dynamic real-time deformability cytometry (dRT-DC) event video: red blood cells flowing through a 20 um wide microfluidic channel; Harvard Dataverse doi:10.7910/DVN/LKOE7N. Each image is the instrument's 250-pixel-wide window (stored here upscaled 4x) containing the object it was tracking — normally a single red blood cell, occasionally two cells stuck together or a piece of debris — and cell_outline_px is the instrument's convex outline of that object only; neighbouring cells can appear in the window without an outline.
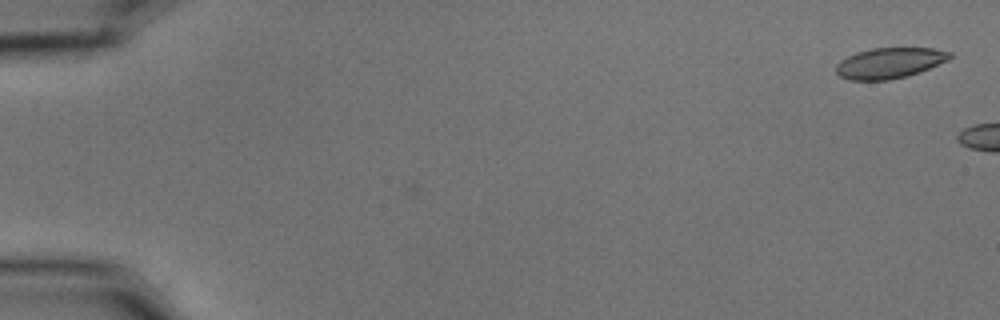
{"species": "common noctule bat (a hibernating species)", "species_latin": "Nyctalus noctula", "temperature_condition": "cold", "stored_images_in_passage": 3, "camera_frame_rate_fps": 3000, "um_per_image_px": 0.085, "animal": {"sex": "male", "body_mass_g": 15.6}, "frame": {"image": 1, "passage_image": 3, "time_ms": 0.667, "image_size_px": [1000, 320], "cell_outline_px": [[952, 56], [948, 60], [920, 72], [908, 76], [888, 80], [848, 80], [840, 76], [836, 72], [836, 64], [840, 60], [856, 52], [872, 48], [932, 48], [952, 52]], "centroid_in_image_um": [75.6, 5.36], "position_along_channel_um": 9.4, "area_um2": 20.4}}